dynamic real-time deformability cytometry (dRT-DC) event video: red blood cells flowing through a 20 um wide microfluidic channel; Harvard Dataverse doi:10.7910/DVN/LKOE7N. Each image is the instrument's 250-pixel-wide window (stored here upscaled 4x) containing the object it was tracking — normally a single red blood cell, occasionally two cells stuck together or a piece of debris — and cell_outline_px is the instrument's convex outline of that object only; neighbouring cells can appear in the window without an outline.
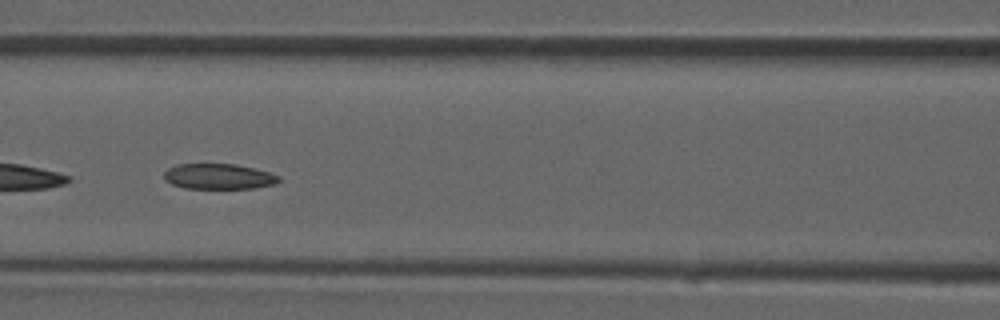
{"species": "common noctule bat (a hibernating species)", "species_latin": "Nyctalus noctula", "temperature_condition": "room temperature", "stored_images_in_passage": 27, "camera_frame_rate_fps": 3000, "um_per_image_px": 0.085, "animal": {"sex": "male", "forearm_length_mm": 52.5}, "frame": {"image": 1, "passage_image": 16, "time_ms": 5.0, "image_size_px": [1000, 320], "cell_outline_px": [[280, 180], [276, 184], [252, 188], [184, 188], [172, 184], [164, 180], [164, 172], [168, 168], [176, 164], [236, 164], [256, 168], [280, 176]], "centroid_in_image_um": [18.58, 14.99], "position_along_channel_um": 148.0, "area_um2": 17.11}}